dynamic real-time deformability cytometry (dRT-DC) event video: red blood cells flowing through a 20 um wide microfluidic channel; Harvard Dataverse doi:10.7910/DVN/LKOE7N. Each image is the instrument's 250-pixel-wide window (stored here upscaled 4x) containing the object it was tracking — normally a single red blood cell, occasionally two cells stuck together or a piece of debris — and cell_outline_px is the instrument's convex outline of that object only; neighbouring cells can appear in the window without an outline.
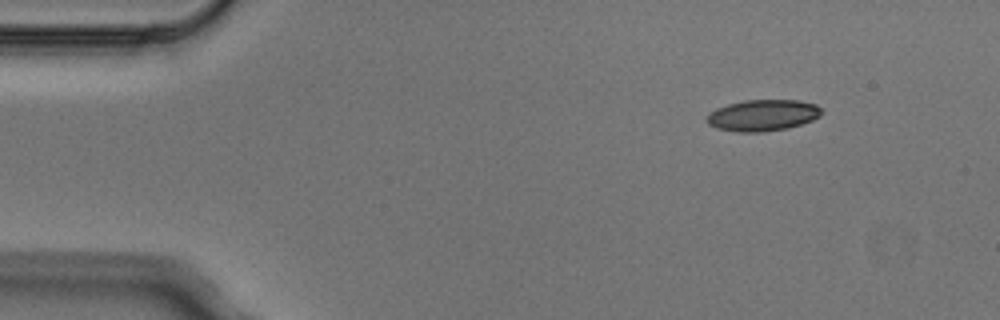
{"species": "Egyptian fruit bat (a non-hibernating species)", "species_latin": "Rousettus aegyptiacus", "temperature_condition": "cold", "stored_images_in_passage": 3, "camera_frame_rate_fps": 3000, "um_per_image_px": 0.085, "animal": {"sex": "male"}, "frame": {"image": 1, "passage_image": 1, "time_ms": 0.0, "image_size_px": [1000, 320], "cell_outline_px": [[824, 112], [820, 116], [812, 120], [788, 128], [760, 132], [736, 132], [716, 128], [708, 124], [708, 112], [716, 108], [728, 104], [744, 100], [800, 100], [816, 104]], "centroid_in_image_um": [64.84, 9.79], "position_along_channel_um": 20.2, "area_um2": 21.04}}